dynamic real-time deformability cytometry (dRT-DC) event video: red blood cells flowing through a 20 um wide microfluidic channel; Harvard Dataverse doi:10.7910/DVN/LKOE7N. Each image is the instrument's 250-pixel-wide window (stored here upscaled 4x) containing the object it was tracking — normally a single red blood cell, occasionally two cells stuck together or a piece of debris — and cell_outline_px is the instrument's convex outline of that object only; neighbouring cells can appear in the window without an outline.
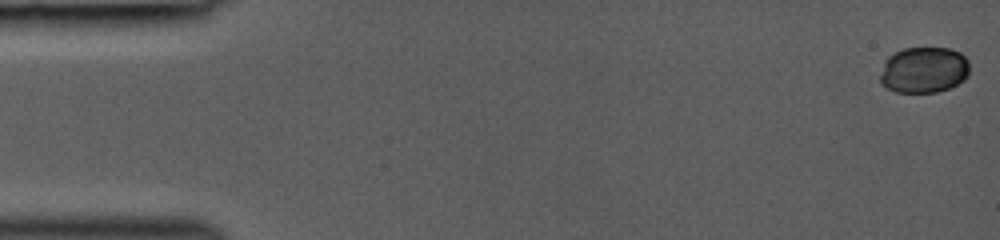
{"species": "common noctule bat (a hibernating species)", "species_latin": "Nyctalus noctula", "temperature_condition": "room temperature", "stored_images_in_passage": 44, "camera_frame_rate_fps": 3000, "um_per_image_px": 0.085, "animal": {"sex": "female", "body_mass_g": 19.0, "forearm_length_mm": 53.3}, "frame": {"image": 1, "passage_image": 1, "time_ms": 0.0, "image_size_px": [1000, 240], "cell_outline_px": [[968, 76], [964, 80], [948, 88], [936, 92], [896, 92], [880, 84], [880, 76], [884, 60], [888, 56], [904, 48], [948, 48], [960, 52], [968, 60]], "centroid_in_image_um": [78.51, 5.94], "position_along_channel_um": 6.5, "area_um2": 24.04}}
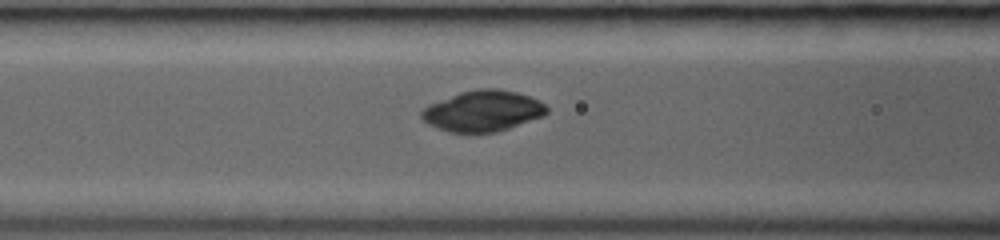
{"frame": {"image": 2, "passage_image": 19, "time_ms": 6.0, "image_size_px": [1000, 240], "cell_outline_px": [[548, 112], [544, 116], [496, 132], [452, 132], [428, 124], [420, 116], [420, 112], [428, 104], [460, 92], [480, 88], [496, 88], [516, 92], [540, 100], [548, 108]], "centroid_in_image_um": [41.05, 9.42], "position_along_channel_um": 125.6, "area_um2": 29.65}}
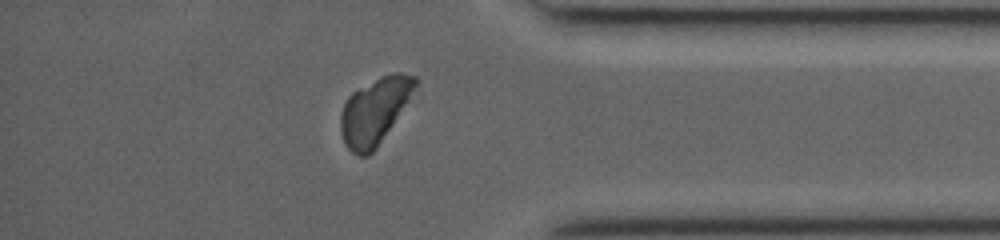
{"frame": {"image": 3, "passage_image": 38, "time_ms": 12.333, "image_size_px": [1000, 240], "cell_outline_px": [[420, 84], [376, 148], [368, 156], [360, 156], [352, 152], [348, 148], [340, 132], [340, 116], [344, 104], [348, 96], [352, 92], [380, 76], [392, 72], [400, 72], [416, 76], [420, 80]], "centroid_in_image_um": [31.88, 9.39], "position_along_channel_um": 403.3, "area_um2": 28.84}}